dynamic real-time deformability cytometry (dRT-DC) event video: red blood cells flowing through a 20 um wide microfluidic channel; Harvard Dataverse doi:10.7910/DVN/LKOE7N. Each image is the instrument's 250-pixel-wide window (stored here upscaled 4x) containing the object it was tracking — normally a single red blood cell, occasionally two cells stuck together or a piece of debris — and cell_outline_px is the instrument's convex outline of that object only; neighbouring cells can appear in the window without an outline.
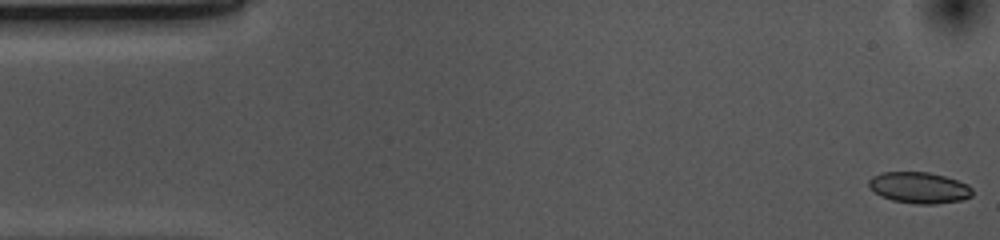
{"species": "common noctule bat (a hibernating species)", "species_latin": "Nyctalus noctula", "temperature_condition": "cold", "stored_images_in_passage": 53, "camera_frame_rate_fps": 3000, "um_per_image_px": 0.085, "animal": {"sex": "female", "body_mass_g": 10.0, "forearm_length_mm": 53.1}, "frame": {"image": 1, "passage_image": 1, "time_ms": 0.0, "image_size_px": [1000, 240], "cell_outline_px": [[972, 196], [960, 200], [936, 204], [916, 204], [892, 200], [880, 196], [868, 188], [868, 180], [872, 176], [880, 172], [928, 172], [944, 176], [968, 184], [972, 188]], "centroid_in_image_um": [78.09, 15.95], "position_along_channel_um": 6.9, "area_um2": 18.96}}
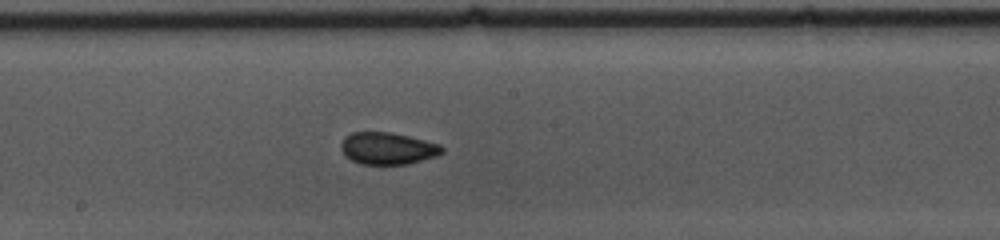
{"frame": {"image": 2, "passage_image": 27, "time_ms": 8.667, "image_size_px": [1000, 240], "cell_outline_px": [[444, 152], [436, 156], [408, 164], [360, 164], [344, 156], [340, 148], [340, 144], [344, 136], [352, 132], [388, 132], [408, 136], [440, 144], [444, 148]], "centroid_in_image_um": [32.92, 12.61], "position_along_channel_um": 215.3, "area_um2": 18.96}}
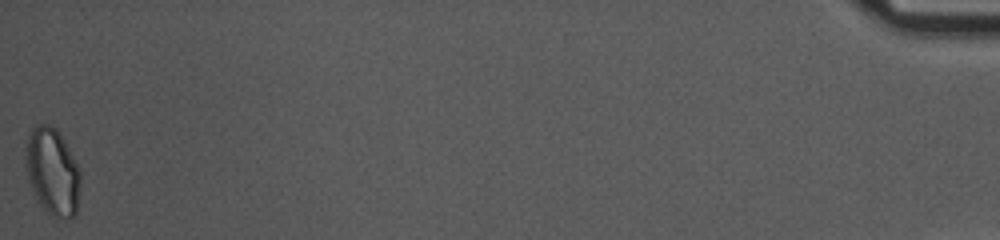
{"frame": {"image": 3, "passage_image": 53, "time_ms": 17.333, "image_size_px": [1000, 240], "cell_outline_px": [[80, 192], [76, 216], [60, 220], [52, 216], [40, 204], [28, 180], [28, 136], [32, 128], [36, 124], [48, 124], [56, 128], [64, 140], [80, 168]], "centroid_in_image_um": [4.53, 14.63], "position_along_channel_um": 430.7, "area_um2": 27.51}, "authors_computed_cell_mechanics": {"area_um2": 19.1318, "velocity_mm_per_s": 3.7007, "shape_relaxation_time_tau1_ms": 5.0737, "shape_relaxation_time_tau2_ms": 1.7477, "deformation_change_tau1": 0.0932, "deformation_change_tau2": 0.0518}}